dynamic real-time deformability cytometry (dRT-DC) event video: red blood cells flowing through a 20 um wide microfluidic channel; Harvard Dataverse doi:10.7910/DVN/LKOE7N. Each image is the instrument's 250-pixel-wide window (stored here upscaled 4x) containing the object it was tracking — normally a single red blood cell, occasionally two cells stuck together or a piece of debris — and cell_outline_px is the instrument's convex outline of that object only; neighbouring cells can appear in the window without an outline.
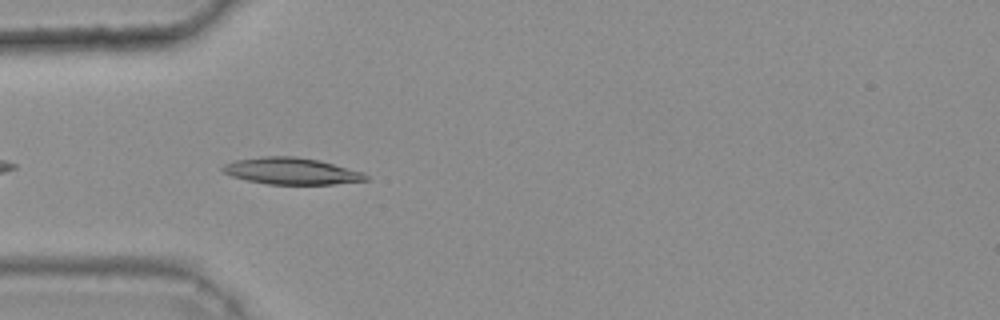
{"species": "common noctule bat (a hibernating species)", "species_latin": "Nyctalus noctula", "temperature_condition": "warm", "stored_images_in_passage": 12, "camera_frame_rate_fps": 3000, "um_per_image_px": 0.085, "animal": {"sex": "female", "body_mass_g": 25.1}, "frame": {"image": 1, "passage_image": 3, "time_ms": 0.667, "image_size_px": [1000, 320], "cell_outline_px": [[368, 180], [332, 184], [268, 184], [248, 180], [232, 176], [224, 172], [220, 168], [224, 164], [236, 160], [264, 156], [296, 156], [320, 160], [364, 172], [368, 176]], "centroid_in_image_um": [24.79, 14.53], "position_along_channel_um": 60.2, "area_um2": 22.2}}
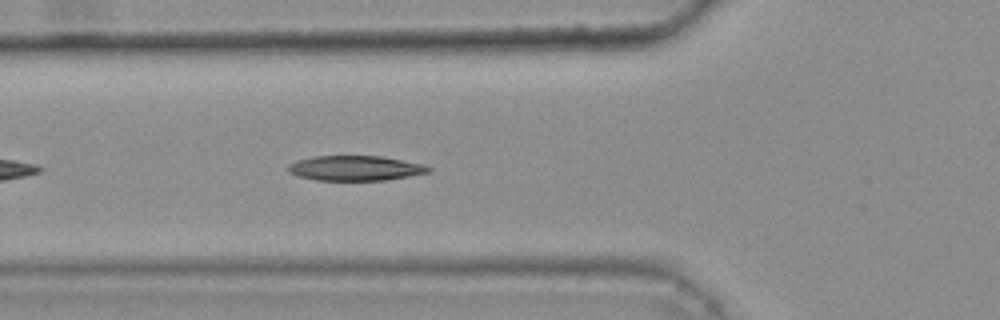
{"frame": {"image": 2, "passage_image": 6, "time_ms": 1.667, "image_size_px": [1000, 320], "cell_outline_px": [[432, 168], [428, 172], [408, 176], [384, 180], [316, 180], [296, 176], [288, 172], [288, 164], [296, 160], [312, 156], [380, 156], [424, 164]], "centroid_in_image_um": [30.14, 14.29], "position_along_channel_um": 95.7, "area_um2": 20.4}}
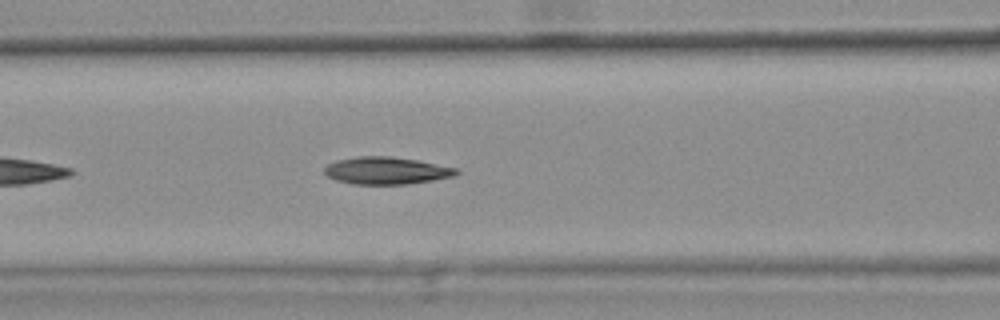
{"frame": {"image": 3, "passage_image": 9, "time_ms": 2.667, "image_size_px": [1000, 320], "cell_outline_px": [[460, 172], [456, 176], [408, 184], [352, 184], [336, 180], [328, 176], [324, 172], [324, 168], [328, 164], [336, 160], [356, 156], [392, 156], [416, 160], [456, 168]], "centroid_in_image_um": [32.83, 14.5], "position_along_channel_um": 133.8, "area_um2": 20.98}}